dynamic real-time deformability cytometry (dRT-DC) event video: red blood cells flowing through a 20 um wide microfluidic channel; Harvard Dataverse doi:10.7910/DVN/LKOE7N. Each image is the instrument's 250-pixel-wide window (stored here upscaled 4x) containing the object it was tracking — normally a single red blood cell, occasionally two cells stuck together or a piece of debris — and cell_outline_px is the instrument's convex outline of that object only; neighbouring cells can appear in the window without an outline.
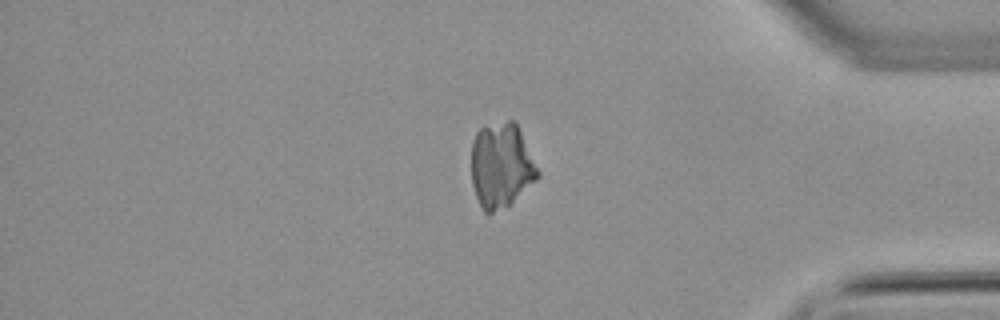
{"species": "common noctule bat (a hibernating species)", "species_latin": "Nyctalus noctula", "temperature_condition": "warm", "stored_images_in_passage": 41, "camera_frame_rate_fps": 3000, "um_per_image_px": 0.085, "animal": {"sex": "male", "body_mass_g": 21.5, "forearm_length_mm": 52.0}, "frame": {"image": 1, "passage_image": 32, "time_ms": 10.333, "image_size_px": [1000, 320], "cell_outline_px": [[540, 176], [536, 180], [508, 204], [492, 212], [484, 212], [476, 196], [472, 184], [472, 140], [476, 132], [480, 128], [508, 120], [516, 120], [540, 172]], "centroid_in_image_um": [42.61, 14.01], "position_along_channel_um": 392.6, "area_um2": 32.54}}
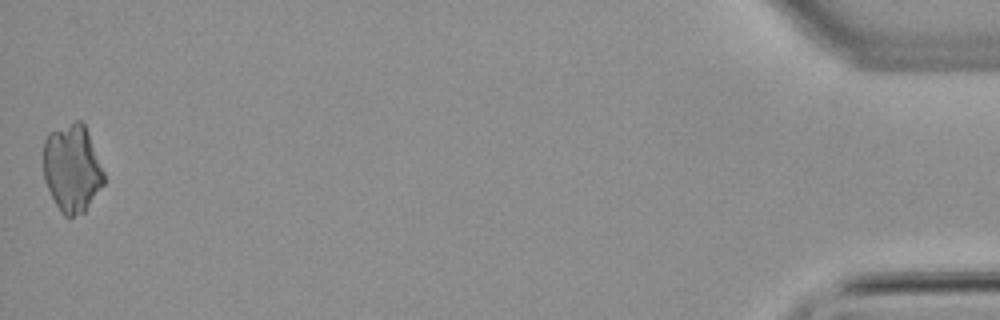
{"frame": {"image": 2, "passage_image": 41, "time_ms": 13.333, "image_size_px": [1000, 320], "cell_outline_px": [[104, 184], [84, 212], [72, 216], [64, 216], [60, 212], [48, 188], [44, 176], [44, 140], [48, 132], [76, 120], [80, 120], [84, 124], [104, 172]], "centroid_in_image_um": [6.12, 14.3], "position_along_channel_um": 429.1, "area_um2": 30.63}}